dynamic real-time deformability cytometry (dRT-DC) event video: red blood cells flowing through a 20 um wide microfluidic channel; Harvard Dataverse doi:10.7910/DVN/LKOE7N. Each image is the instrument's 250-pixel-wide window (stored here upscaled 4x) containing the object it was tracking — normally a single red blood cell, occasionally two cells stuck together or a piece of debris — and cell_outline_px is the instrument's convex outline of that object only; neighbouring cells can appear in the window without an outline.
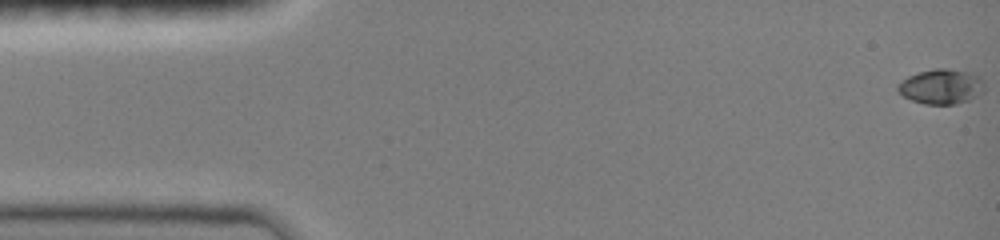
{"species": "common noctule bat (a hibernating species)", "species_latin": "Nyctalus noctula", "temperature_condition": "room temperature", "stored_images_in_passage": 9, "camera_frame_rate_fps": 3000, "um_per_image_px": 0.085, "animal": {"sex": "female", "body_mass_g": 19.0, "forearm_length_mm": 51.5}, "frame": {"image": 1, "passage_image": 1, "time_ms": 0.0, "image_size_px": [1000, 240], "cell_outline_px": [[984, 92], [968, 100], [956, 104], [924, 104], [912, 100], [904, 96], [896, 88], [896, 84], [900, 80], [908, 76], [920, 72], [936, 68], [944, 68], [972, 72], [980, 76], [984, 80]], "centroid_in_image_um": [80.02, 7.35], "position_along_channel_um": 5.0, "area_um2": 17.8}}
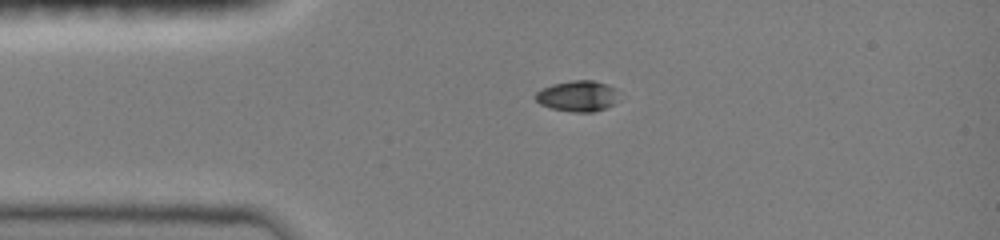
{"frame": {"image": 2, "passage_image": 6, "time_ms": 3.333, "image_size_px": [1000, 240], "cell_outline_px": [[616, 88], [612, 104], [604, 108], [592, 112], [572, 112], [552, 108], [540, 104], [536, 100], [536, 92], [552, 84], [572, 80], [592, 80]], "centroid_in_image_um": [49.03, 8.16], "position_along_channel_um": 36.0, "area_um2": 14.51}}
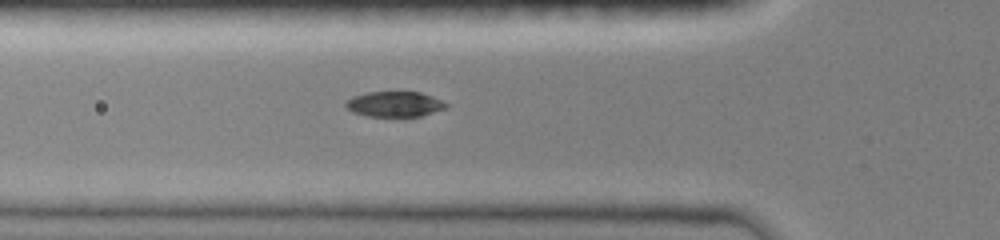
{"frame": {"image": 3, "passage_image": 9, "time_ms": 5.333, "image_size_px": [1000, 240], "cell_outline_px": [[448, 104], [444, 108], [420, 116], [368, 116], [352, 112], [344, 104], [352, 96], [368, 92], [420, 92], [440, 100]], "centroid_in_image_um": [33.49, 8.85], "position_along_channel_um": 92.3, "area_um2": 14.51}}